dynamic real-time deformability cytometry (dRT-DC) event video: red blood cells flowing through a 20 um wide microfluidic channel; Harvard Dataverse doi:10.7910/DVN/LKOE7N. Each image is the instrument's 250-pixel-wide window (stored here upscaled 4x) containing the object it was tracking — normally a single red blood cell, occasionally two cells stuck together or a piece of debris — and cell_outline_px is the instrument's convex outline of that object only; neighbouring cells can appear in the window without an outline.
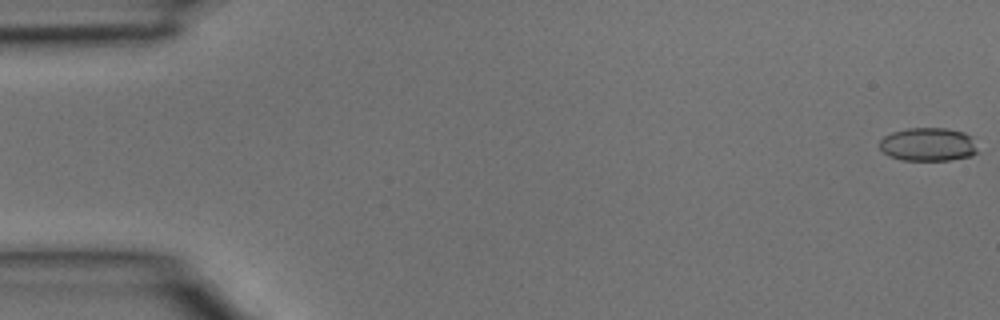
{"species": "common noctule bat (a hibernating species)", "species_latin": "Nyctalus noctula", "temperature_condition": "room temperature", "stored_images_in_passage": 39, "camera_frame_rate_fps": 3000, "um_per_image_px": 0.085, "animal": {"sex": "male", "body_mass_g": 15.6}, "frame": {"image": 1, "passage_image": 1, "time_ms": 0.0, "image_size_px": [1000, 320], "cell_outline_px": [[976, 152], [972, 156], [952, 160], [900, 160], [888, 156], [880, 148], [880, 140], [884, 136], [892, 132], [908, 128], [944, 128], [964, 132], [972, 136], [976, 148]], "centroid_in_image_um": [78.89, 12.28], "position_along_channel_um": 6.1, "area_um2": 19.19}}
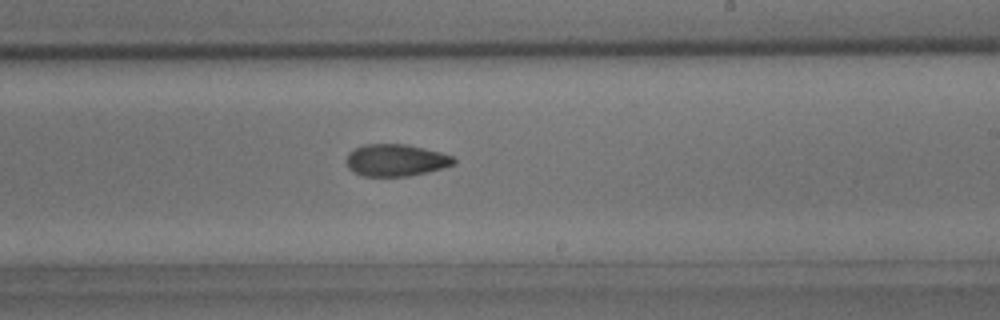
{"frame": {"image": 2, "passage_image": 24, "time_ms": 7.667, "image_size_px": [1000, 320], "cell_outline_px": [[456, 164], [444, 168], [428, 172], [408, 176], [364, 176], [352, 172], [348, 168], [348, 152], [364, 144], [408, 144], [440, 152], [452, 156], [456, 160]], "centroid_in_image_um": [33.68, 13.62], "position_along_channel_um": 255.3, "area_um2": 20.11}}
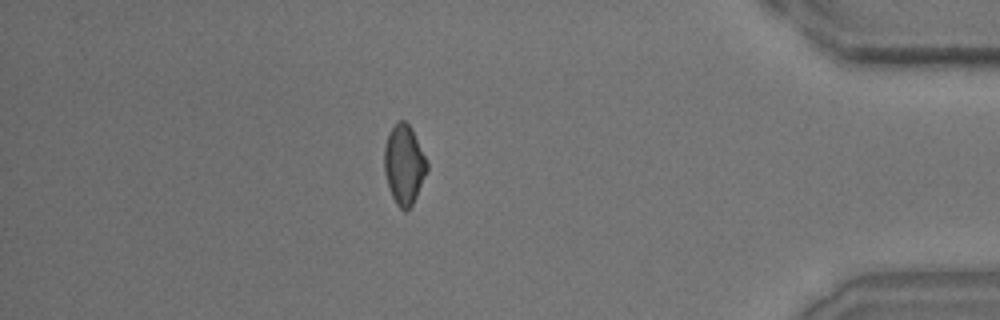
{"frame": {"image": 3, "passage_image": 35, "time_ms": 11.333, "image_size_px": [1000, 320], "cell_outline_px": [[428, 172], [412, 204], [404, 212], [396, 204], [392, 196], [384, 172], [384, 148], [388, 136], [396, 120], [404, 120], [412, 128], [428, 160]], "centroid_in_image_um": [34.37, 13.97], "position_along_channel_um": 400.8, "area_um2": 19.94}}